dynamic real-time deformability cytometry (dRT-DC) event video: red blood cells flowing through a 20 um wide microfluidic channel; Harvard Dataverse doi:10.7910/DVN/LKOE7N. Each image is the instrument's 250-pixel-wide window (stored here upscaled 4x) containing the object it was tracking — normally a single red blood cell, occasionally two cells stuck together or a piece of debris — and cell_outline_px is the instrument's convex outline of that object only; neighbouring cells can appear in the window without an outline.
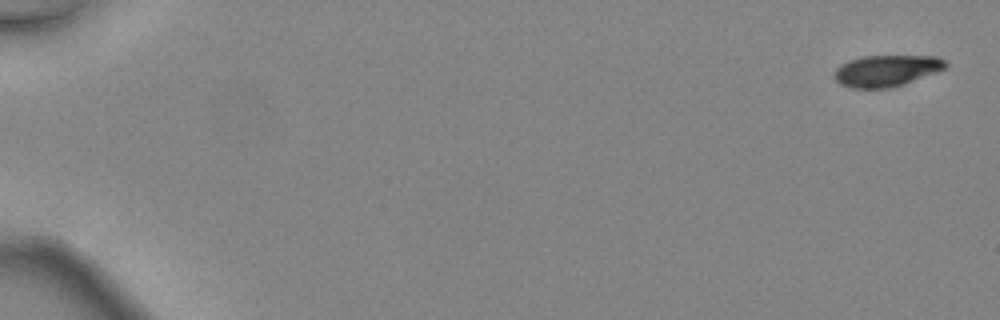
{"species": "common noctule bat (a hibernating species)", "species_latin": "Nyctalus noctula", "temperature_condition": "warm", "stored_images_in_passage": 10, "camera_frame_rate_fps": 3000, "um_per_image_px": 0.085, "animal": {"sex": "female", "body_mass_g": 24.6, "forearm_length_mm": 56.2}, "frame": {"image": 1, "passage_image": 1, "time_ms": 0.0, "image_size_px": [1000, 320], "cell_outline_px": [[948, 68], [904, 84], [892, 88], [852, 88], [840, 84], [832, 76], [836, 68], [840, 64], [848, 60], [864, 56], [936, 56], [944, 60], [948, 64]], "centroid_in_image_um": [75.34, 6.01], "position_along_channel_um": 9.7, "area_um2": 20.58}}